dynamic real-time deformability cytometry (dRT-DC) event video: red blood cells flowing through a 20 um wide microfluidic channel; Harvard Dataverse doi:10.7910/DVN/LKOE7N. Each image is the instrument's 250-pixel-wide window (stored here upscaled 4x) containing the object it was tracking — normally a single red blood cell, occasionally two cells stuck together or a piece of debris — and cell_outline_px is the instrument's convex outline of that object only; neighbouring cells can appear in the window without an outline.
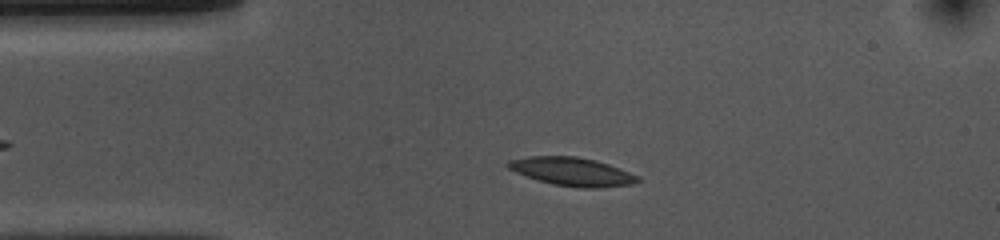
{"species": "common noctule bat (a hibernating species)", "species_latin": "Nyctalus noctula", "temperature_condition": "cold", "stored_images_in_passage": 42, "camera_frame_rate_fps": 3000, "um_per_image_px": 0.085, "animal": {"sex": "female", "body_mass_g": 10.0, "forearm_length_mm": 53.1}, "frame": {"image": 1, "passage_image": 8, "time_ms": 2.333, "image_size_px": [1000, 240], "cell_outline_px": [[640, 180], [632, 184], [596, 188], [580, 188], [552, 184], [516, 172], [508, 168], [504, 164], [508, 160], [528, 156], [576, 156], [596, 160], [620, 168], [640, 176]], "centroid_in_image_um": [48.64, 14.58], "position_along_channel_um": 36.4, "area_um2": 21.44}}
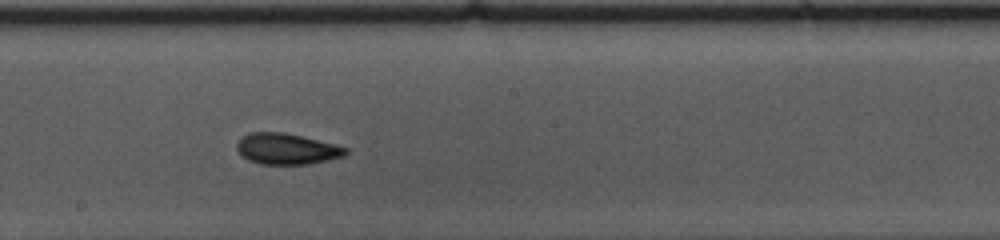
{"frame": {"image": 2, "passage_image": 25, "time_ms": 8.0, "image_size_px": [1000, 240], "cell_outline_px": [[348, 152], [344, 156], [312, 164], [260, 164], [248, 160], [240, 156], [236, 148], [236, 144], [240, 136], [248, 132], [284, 132], [348, 148]], "centroid_in_image_um": [24.3, 12.66], "position_along_channel_um": 223.9, "area_um2": 19.77}}
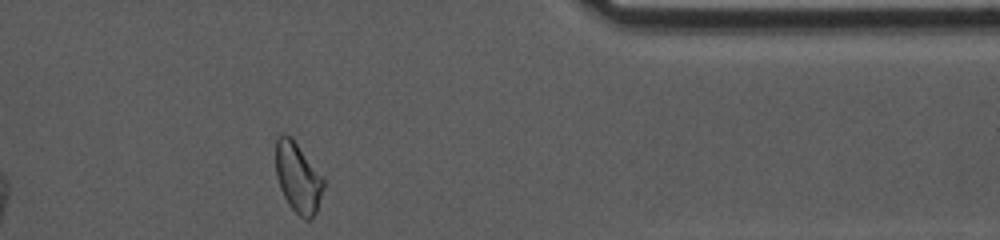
{"frame": {"image": 3, "passage_image": 40, "time_ms": 13.0, "image_size_px": [1000, 240], "cell_outline_px": [[324, 188], [316, 212], [312, 220], [304, 220], [288, 204], [280, 188], [276, 176], [276, 136], [280, 132], [284, 132], [292, 136], [324, 180]], "centroid_in_image_um": [25.3, 15.07], "position_along_channel_um": 386.1, "area_um2": 19.65}, "authors_computed_cell_mechanics": {"area_um2": 19.7098, "velocity_mm_per_s": 3.7086, "shape_relaxation_time_tau1_ms": 5.2256, "shape_relaxation_time_tau2_ms": 3.4133, "deformation_change_tau1": 0.1206, "deformation_change_tau2": 0.0821}}